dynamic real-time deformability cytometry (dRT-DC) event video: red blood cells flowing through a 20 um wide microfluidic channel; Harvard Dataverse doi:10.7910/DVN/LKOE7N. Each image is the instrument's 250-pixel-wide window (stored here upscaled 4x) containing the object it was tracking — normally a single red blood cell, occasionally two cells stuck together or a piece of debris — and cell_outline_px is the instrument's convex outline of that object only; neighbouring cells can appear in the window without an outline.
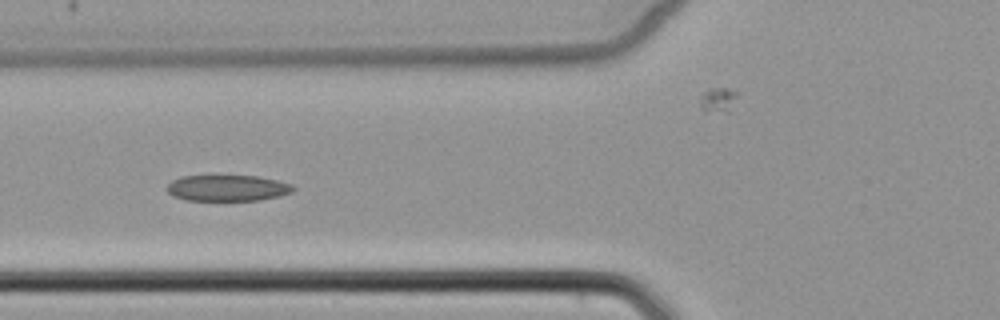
{"species": "common noctule bat (a hibernating species)", "species_latin": "Nyctalus noctula", "temperature_condition": "cold", "stored_images_in_passage": 7, "camera_frame_rate_fps": 3000, "um_per_image_px": 0.085, "animal": {"sex": "female", "body_mass_g": 22.7, "forearm_length_mm": 54.2}, "frame": {"image": 1, "passage_image": 4, "time_ms": 4.333, "image_size_px": [1000, 320], "cell_outline_px": [[296, 188], [292, 192], [260, 200], [188, 200], [172, 196], [164, 188], [172, 180], [180, 176], [208, 172], [256, 176], [276, 180], [292, 184]], "centroid_in_image_um": [19.24, 15.92], "position_along_channel_um": 106.6, "area_um2": 20.23}}
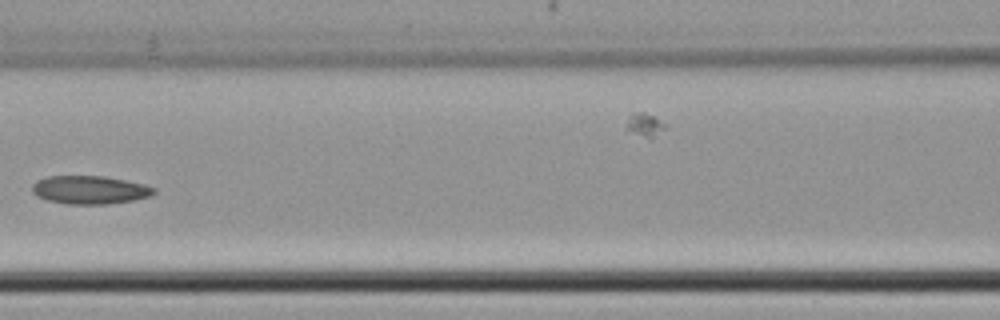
{"frame": {"image": 2, "passage_image": 5, "time_ms": 5.667, "image_size_px": [1000, 320], "cell_outline_px": [[156, 192], [152, 196], [132, 200], [108, 204], [68, 204], [48, 200], [36, 196], [32, 192], [32, 184], [36, 180], [48, 176], [104, 176], [144, 184], [156, 188]], "centroid_in_image_um": [7.63, 16.14], "position_along_channel_um": 159.0, "area_um2": 20.11}}
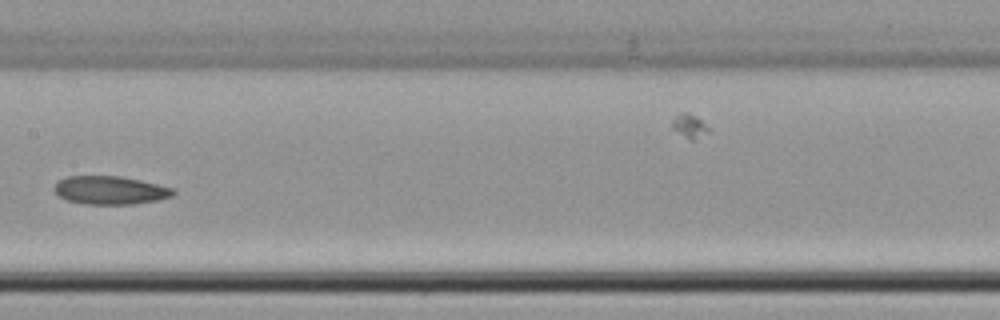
{"frame": {"image": 3, "passage_image": 6, "time_ms": 6.667, "image_size_px": [1000, 320], "cell_outline_px": [[176, 192], [172, 196], [156, 200], [132, 204], [84, 204], [68, 200], [60, 196], [52, 188], [60, 180], [68, 176], [120, 176], [140, 180], [172, 188]], "centroid_in_image_um": [9.35, 16.17], "position_along_channel_um": 198.0, "area_um2": 19.36}}